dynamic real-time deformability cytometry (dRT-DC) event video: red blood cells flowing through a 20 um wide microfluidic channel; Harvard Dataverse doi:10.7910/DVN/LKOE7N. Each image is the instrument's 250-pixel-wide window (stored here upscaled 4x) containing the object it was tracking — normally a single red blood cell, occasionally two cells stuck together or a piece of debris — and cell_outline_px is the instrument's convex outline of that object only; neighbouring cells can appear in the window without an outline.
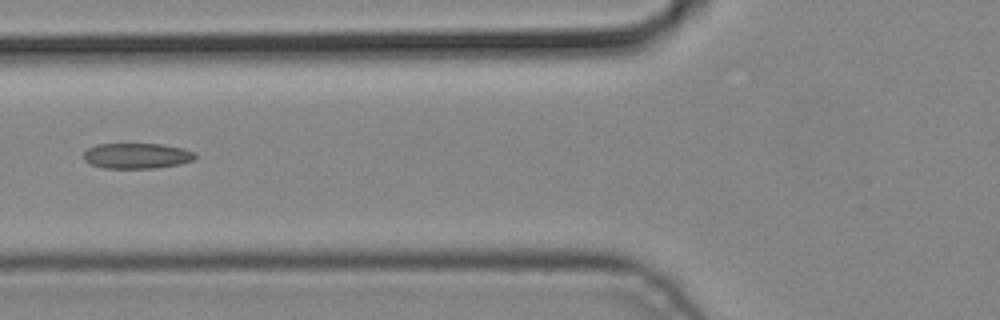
{"species": "common noctule bat (a hibernating species)", "species_latin": "Nyctalus noctula", "temperature_condition": "cold", "stored_images_in_passage": 3, "camera_frame_rate_fps": 3000, "um_per_image_px": 0.085, "animal": {"sex": "male", "body_mass_g": 19.2, "forearm_length_mm": 51.8}, "frame": {"image": 1, "passage_image": 2, "time_ms": 0.333, "image_size_px": [1000, 320], "cell_outline_px": [[196, 156], [192, 160], [180, 164], [156, 168], [104, 168], [92, 164], [84, 160], [84, 152], [88, 148], [96, 144], [160, 144], [180, 148], [196, 152]], "centroid_in_image_um": [11.62, 13.24], "position_along_channel_um": 114.2, "area_um2": 16.47}}
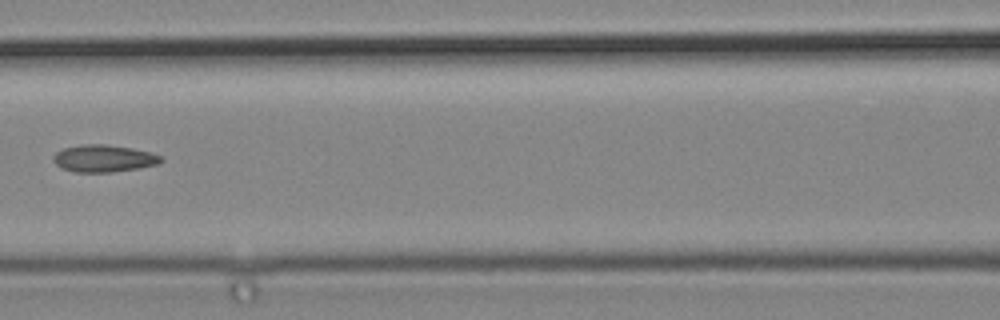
{"frame": {"image": 2, "passage_image": 3, "time_ms": 0.667, "image_size_px": [1000, 320], "cell_outline_px": [[164, 160], [160, 164], [140, 168], [112, 172], [76, 172], [60, 168], [52, 160], [52, 156], [56, 152], [64, 148], [84, 144], [104, 144], [132, 148], [152, 152], [160, 156]], "centroid_in_image_um": [8.83, 13.47], "position_along_channel_um": 157.8, "area_um2": 17.22}}